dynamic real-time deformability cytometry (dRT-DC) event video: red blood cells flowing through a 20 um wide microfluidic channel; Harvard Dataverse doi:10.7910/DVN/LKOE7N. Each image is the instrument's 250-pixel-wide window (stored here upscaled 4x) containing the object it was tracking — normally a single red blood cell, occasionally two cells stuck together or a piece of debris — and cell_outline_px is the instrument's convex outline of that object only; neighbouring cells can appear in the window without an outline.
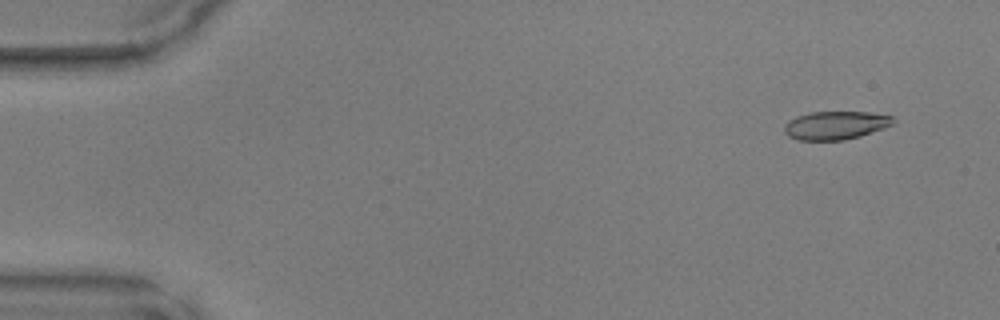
{"species": "common noctule bat (a hibernating species)", "species_latin": "Nyctalus noctula", "temperature_condition": "warm", "stored_images_in_passage": 49, "camera_frame_rate_fps": 3000, "um_per_image_px": 0.085, "animal": {"sex": "male", "body_mass_g": 17.9, "forearm_length_mm": 54.2}, "frame": {"image": 1, "passage_image": 4, "time_ms": 1.0, "image_size_px": [1000, 320], "cell_outline_px": [[896, 120], [892, 124], [884, 128], [860, 136], [844, 140], [796, 140], [788, 136], [784, 132], [784, 124], [788, 120], [796, 116], [812, 112], [868, 112], [892, 116]], "centroid_in_image_um": [71.0, 10.65], "position_along_channel_um": 14.0, "area_um2": 18.03}}
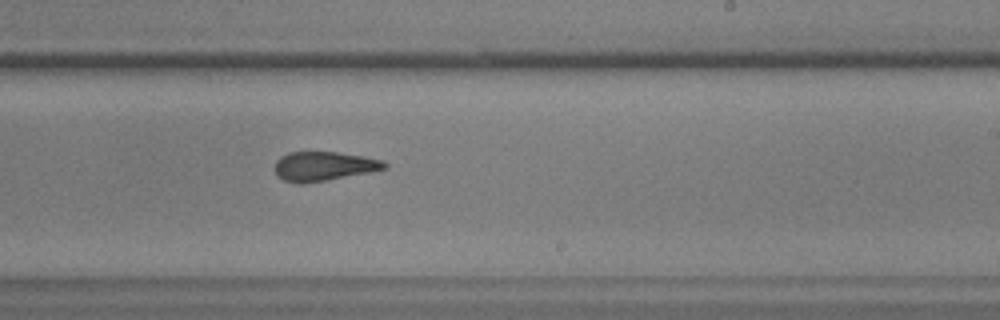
{"frame": {"image": 2, "passage_image": 30, "time_ms": 9.667, "image_size_px": [1000, 320], "cell_outline_px": [[388, 168], [368, 172], [324, 180], [300, 184], [284, 180], [276, 176], [276, 160], [280, 156], [288, 152], [336, 152], [364, 156], [384, 160], [388, 164]], "centroid_in_image_um": [27.52, 14.11], "position_along_channel_um": 261.5, "area_um2": 18.55}}
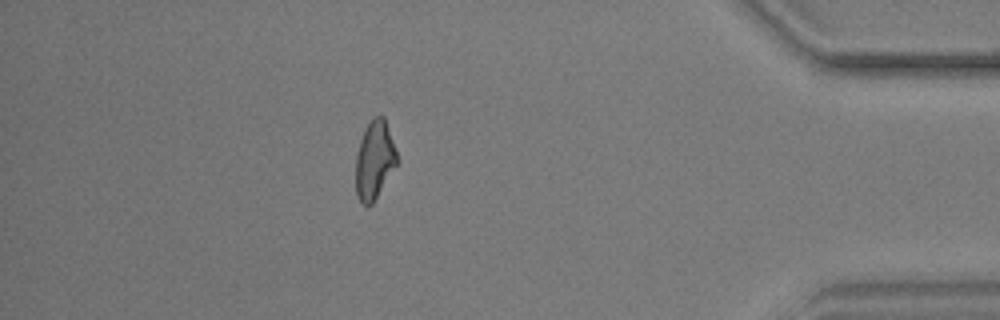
{"frame": {"image": 3, "passage_image": 43, "time_ms": 14.0, "image_size_px": [1000, 320], "cell_outline_px": [[396, 164], [372, 204], [368, 208], [360, 204], [356, 196], [356, 156], [360, 140], [364, 128], [372, 116], [384, 116], [396, 152]], "centroid_in_image_um": [31.78, 13.62], "position_along_channel_um": 403.4, "area_um2": 18.67}}